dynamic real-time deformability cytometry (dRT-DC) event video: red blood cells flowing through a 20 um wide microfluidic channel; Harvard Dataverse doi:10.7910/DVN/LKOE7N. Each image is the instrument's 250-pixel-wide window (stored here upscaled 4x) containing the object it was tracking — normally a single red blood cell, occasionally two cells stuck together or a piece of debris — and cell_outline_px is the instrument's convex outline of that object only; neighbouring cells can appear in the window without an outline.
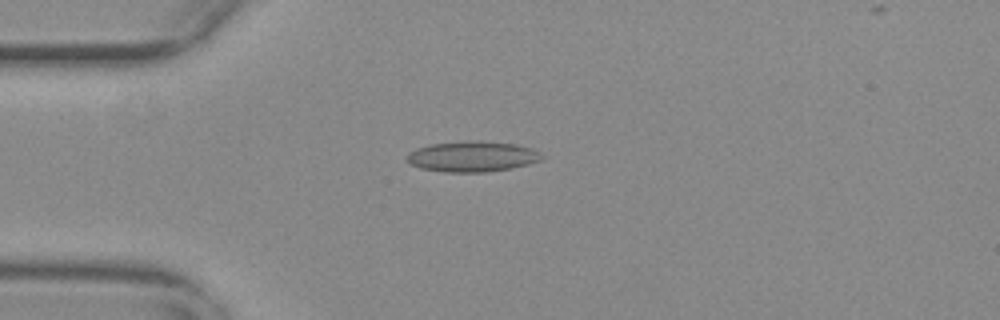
{"species": "common noctule bat (a hibernating species)", "species_latin": "Nyctalus noctula", "temperature_condition": "warm", "stored_images_in_passage": 56, "camera_frame_rate_fps": 3000, "um_per_image_px": 0.085, "animal": {"sex": "female", "body_mass_g": 29.2, "forearm_length_mm": 56.3}, "frame": {"image": 1, "passage_image": 15, "time_ms": 4.667, "image_size_px": [1000, 320], "cell_outline_px": [[544, 160], [512, 168], [484, 172], [444, 172], [420, 168], [412, 164], [404, 156], [416, 148], [432, 144], [468, 140], [480, 140], [516, 144], [532, 148], [540, 152], [544, 156]], "centroid_in_image_um": [40.18, 13.29], "position_along_channel_um": 44.8, "area_um2": 24.28}}
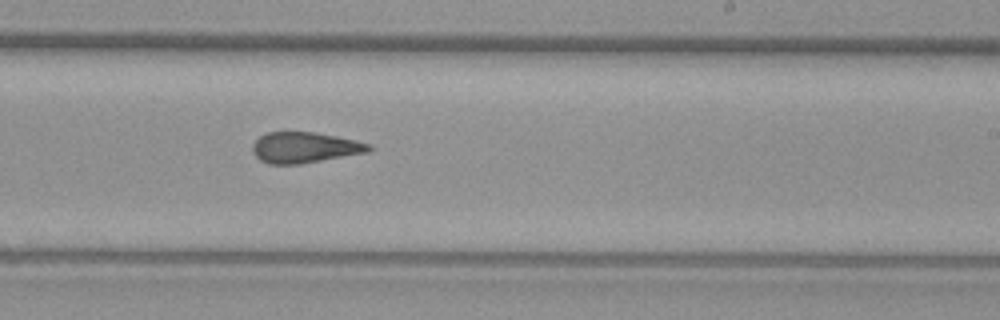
{"frame": {"image": 2, "passage_image": 34, "time_ms": 11.0, "image_size_px": [1000, 320], "cell_outline_px": [[372, 148], [368, 152], [300, 164], [268, 164], [260, 160], [252, 152], [252, 144], [264, 132], [316, 132], [356, 140], [372, 144]], "centroid_in_image_um": [25.88, 12.53], "position_along_channel_um": 263.1, "area_um2": 20.98}}
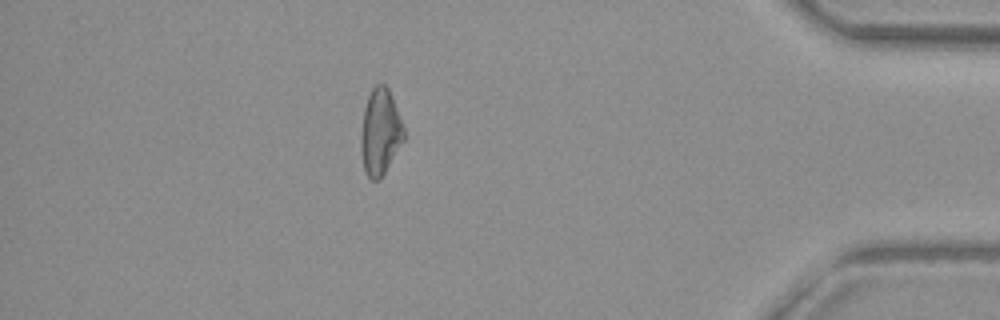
{"frame": {"image": 3, "passage_image": 49, "time_ms": 16.0, "image_size_px": [1000, 320], "cell_outline_px": [[404, 140], [380, 180], [372, 180], [368, 176], [364, 168], [360, 148], [360, 136], [364, 108], [368, 96], [372, 88], [376, 84], [384, 84], [388, 88], [404, 128]], "centroid_in_image_um": [32.3, 11.23], "position_along_channel_um": 402.9, "area_um2": 21.39}}